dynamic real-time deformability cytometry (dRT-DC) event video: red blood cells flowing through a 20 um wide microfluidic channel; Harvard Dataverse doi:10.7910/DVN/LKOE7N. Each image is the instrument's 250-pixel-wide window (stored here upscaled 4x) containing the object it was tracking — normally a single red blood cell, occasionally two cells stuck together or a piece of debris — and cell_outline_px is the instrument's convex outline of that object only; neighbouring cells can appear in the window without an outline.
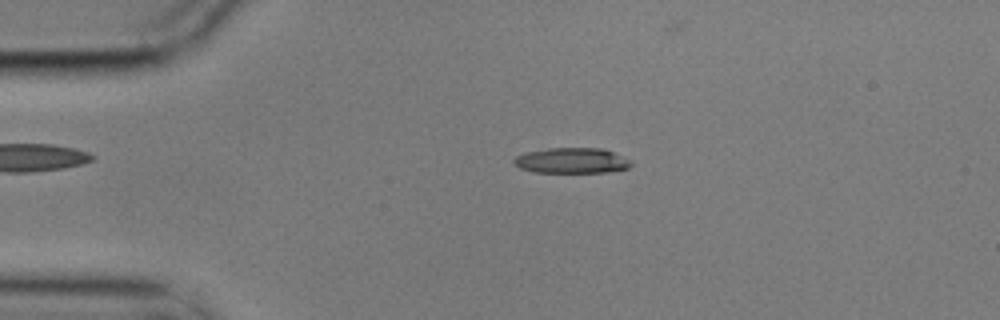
{"species": "common noctule bat (a hibernating species)", "species_latin": "Nyctalus noctula", "temperature_condition": "cold", "stored_images_in_passage": 51, "camera_frame_rate_fps": 3000, "um_per_image_px": 0.085, "animal": {"sex": "male", "body_mass_g": 17.9}, "frame": {"image": 1, "passage_image": 12, "time_ms": 3.667, "image_size_px": [1000, 320], "cell_outline_px": [[632, 164], [628, 168], [608, 172], [536, 172], [520, 168], [512, 164], [512, 160], [516, 156], [524, 152], [548, 148], [600, 148], [612, 152], [628, 160]], "centroid_in_image_um": [48.52, 13.65], "position_along_channel_um": 36.5, "area_um2": 17.28}}
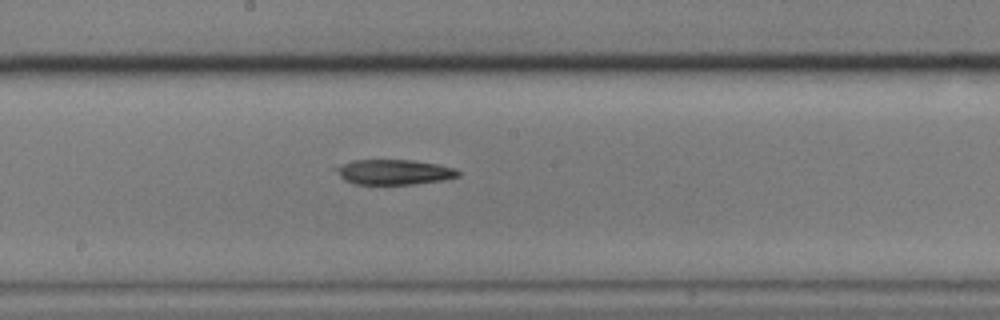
{"frame": {"image": 2, "passage_image": 30, "time_ms": 9.667, "image_size_px": [1000, 320], "cell_outline_px": [[460, 176], [444, 180], [416, 184], [356, 184], [344, 180], [332, 168], [352, 160], [412, 160], [440, 164], [456, 168], [460, 172]], "centroid_in_image_um": [33.51, 14.62], "position_along_channel_um": 214.7, "area_um2": 18.09}}
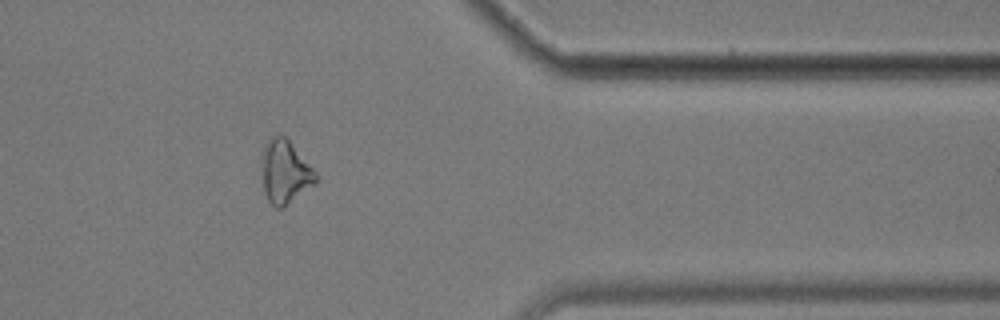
{"frame": {"image": 3, "passage_image": 46, "time_ms": 15.0, "image_size_px": [1000, 320], "cell_outline_px": [[316, 184], [284, 208], [276, 208], [268, 200], [264, 192], [260, 164], [260, 152], [264, 144], [272, 136], [284, 136], [288, 140], [316, 172]], "centroid_in_image_um": [24.18, 14.64], "position_along_channel_um": 387.2, "area_um2": 20.23}}